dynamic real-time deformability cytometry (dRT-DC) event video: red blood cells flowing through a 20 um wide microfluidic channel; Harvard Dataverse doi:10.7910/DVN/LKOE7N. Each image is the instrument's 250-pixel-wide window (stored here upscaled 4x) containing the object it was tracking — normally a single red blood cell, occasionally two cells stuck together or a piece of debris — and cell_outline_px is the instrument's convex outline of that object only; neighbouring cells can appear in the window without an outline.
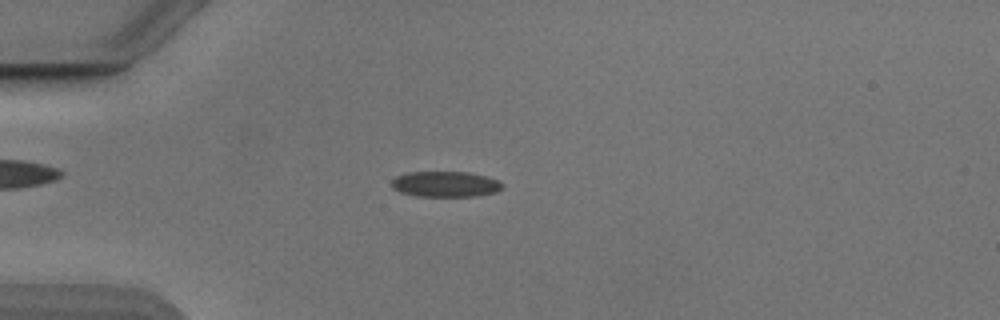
{"species": "Egyptian fruit bat (a non-hibernating species)", "species_latin": "Rousettus aegyptiacus", "temperature_condition": "cold", "stored_images_in_passage": 18, "camera_frame_rate_fps": 3000, "um_per_image_px": 0.085, "animal": {"sex": "male"}, "frame": {"image": 1, "passage_image": 1, "time_ms": 0.0, "image_size_px": [1000, 320], "cell_outline_px": [[504, 188], [496, 192], [476, 196], [416, 196], [400, 192], [392, 188], [392, 180], [396, 176], [408, 172], [468, 172], [484, 176], [496, 180], [504, 184]], "centroid_in_image_um": [37.85, 15.65], "position_along_channel_um": 47.1, "area_um2": 16.53}}
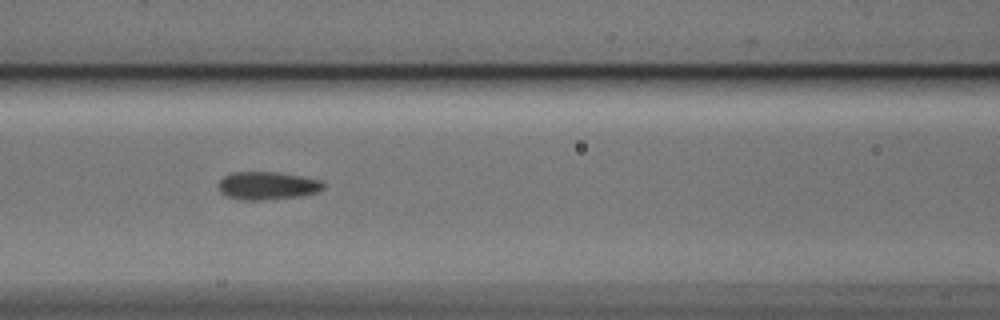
{"frame": {"image": 2, "passage_image": 10, "time_ms": 3.0, "image_size_px": [1000, 320], "cell_outline_px": [[324, 188], [320, 192], [300, 196], [260, 200], [240, 200], [224, 196], [220, 192], [216, 184], [224, 176], [232, 172], [276, 172], [300, 176], [320, 180], [324, 184]], "centroid_in_image_um": [22.68, 15.79], "position_along_channel_um": 143.9, "area_um2": 17.28}}
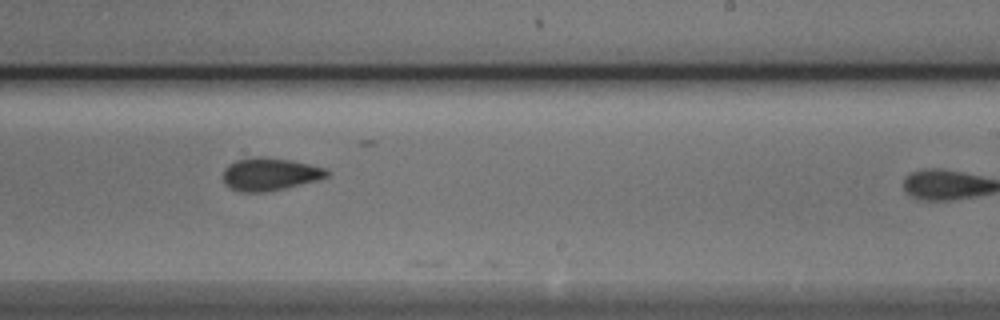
{"frame": {"image": 3, "passage_image": 15, "time_ms": 4.667, "image_size_px": [1000, 320], "cell_outline_px": [[328, 176], [316, 180], [284, 188], [264, 192], [244, 192], [232, 188], [224, 184], [224, 168], [228, 164], [236, 160], [256, 156], [264, 156], [292, 160], [324, 168], [328, 172]], "centroid_in_image_um": [22.9, 14.78], "position_along_channel_um": 266.1, "area_um2": 19.59}}